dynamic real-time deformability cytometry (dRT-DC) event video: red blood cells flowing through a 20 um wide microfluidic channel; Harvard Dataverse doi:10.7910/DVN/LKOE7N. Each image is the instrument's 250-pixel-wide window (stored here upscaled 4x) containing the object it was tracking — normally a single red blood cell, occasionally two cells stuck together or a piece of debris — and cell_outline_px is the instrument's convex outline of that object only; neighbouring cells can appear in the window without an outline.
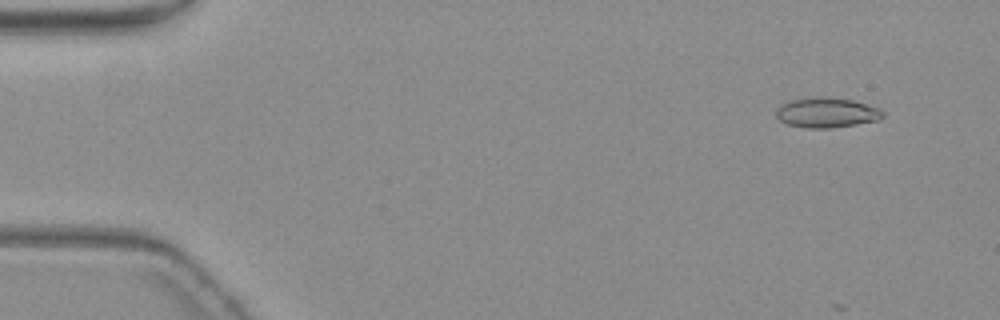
{"species": "common noctule bat (a hibernating species)", "species_latin": "Nyctalus noctula", "temperature_condition": "warm", "stored_images_in_passage": 4, "camera_frame_rate_fps": 3000, "um_per_image_px": 0.085, "animal": {"sex": "female", "body_mass_g": 19.3, "forearm_length_mm": 54.1}, "frame": {"image": 1, "passage_image": 2, "time_ms": 1.0, "image_size_px": [1000, 320], "cell_outline_px": [[884, 116], [880, 120], [856, 124], [828, 128], [804, 128], [788, 124], [780, 120], [776, 116], [776, 108], [780, 104], [788, 100], [812, 96], [828, 96], [852, 100], [880, 108], [884, 112]], "centroid_in_image_um": [70.25, 9.55], "position_along_channel_um": 14.8, "area_um2": 19.02}}